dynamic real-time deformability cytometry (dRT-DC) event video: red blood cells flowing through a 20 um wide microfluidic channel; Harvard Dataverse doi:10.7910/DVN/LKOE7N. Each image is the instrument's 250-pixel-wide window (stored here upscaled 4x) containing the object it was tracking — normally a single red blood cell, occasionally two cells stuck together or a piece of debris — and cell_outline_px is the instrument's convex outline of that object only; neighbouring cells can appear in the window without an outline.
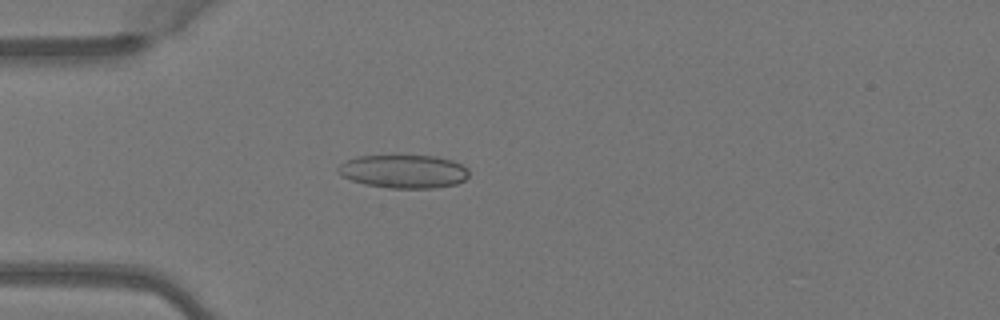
{"species": "Egyptian fruit bat (a non-hibernating species)", "species_latin": "Rousettus aegyptiacus", "temperature_condition": "warm", "stored_images_in_passage": 2, "camera_frame_rate_fps": 3000, "um_per_image_px": 0.085, "animal": {"sex": "female"}, "frame": {"image": 1, "passage_image": 2, "time_ms": 0.333, "image_size_px": [1000, 320], "cell_outline_px": [[468, 176], [464, 180], [456, 184], [436, 188], [388, 188], [364, 184], [352, 180], [336, 172], [336, 168], [340, 164], [348, 160], [360, 156], [436, 156], [452, 160], [468, 168]], "centroid_in_image_um": [34.32, 14.58], "position_along_channel_um": 50.7, "area_um2": 25.37}}